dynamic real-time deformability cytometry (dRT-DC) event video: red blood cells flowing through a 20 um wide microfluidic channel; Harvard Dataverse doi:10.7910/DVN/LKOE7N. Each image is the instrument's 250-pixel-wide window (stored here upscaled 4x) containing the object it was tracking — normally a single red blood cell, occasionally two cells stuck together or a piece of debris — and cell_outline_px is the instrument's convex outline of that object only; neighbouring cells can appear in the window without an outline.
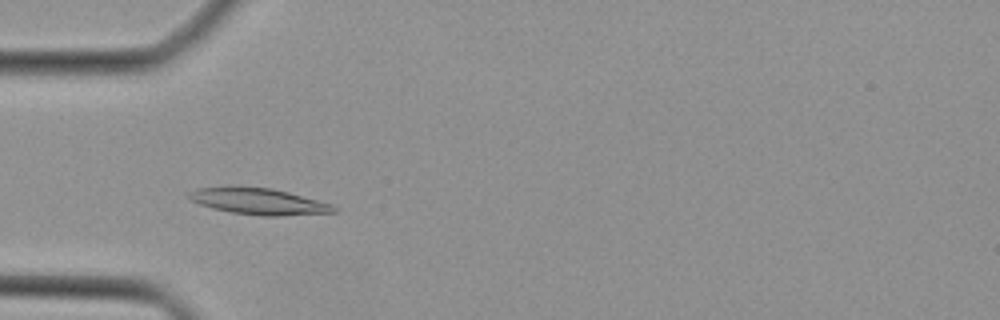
{"species": "Egyptian fruit bat (a non-hibernating species)", "species_latin": "Rousettus aegyptiacus", "temperature_condition": "cold", "stored_images_in_passage": 20, "camera_frame_rate_fps": 3000, "um_per_image_px": 0.085, "animal": {"sex": "female"}, "frame": {"image": 1, "passage_image": 11, "time_ms": 3.333, "image_size_px": [1000, 320], "cell_outline_px": [[336, 212], [280, 216], [264, 216], [232, 212], [212, 208], [188, 200], [188, 192], [196, 188], [228, 184], [272, 188], [288, 192], [332, 204], [336, 208]], "centroid_in_image_um": [21.89, 17.08], "position_along_channel_um": 63.1, "area_um2": 22.77}}
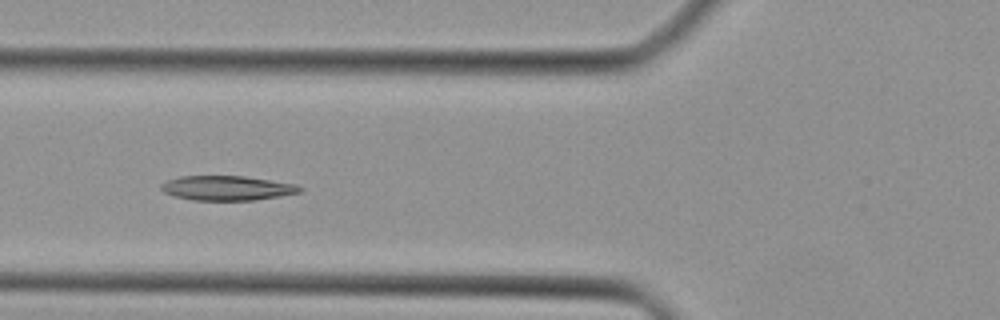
{"frame": {"image": 2, "passage_image": 14, "time_ms": 4.333, "image_size_px": [1000, 320], "cell_outline_px": [[304, 192], [256, 200], [192, 200], [176, 196], [164, 192], [160, 188], [160, 184], [168, 180], [180, 176], [244, 176], [296, 184], [304, 188]], "centroid_in_image_um": [19.34, 15.98], "position_along_channel_um": 106.5, "area_um2": 19.94}}